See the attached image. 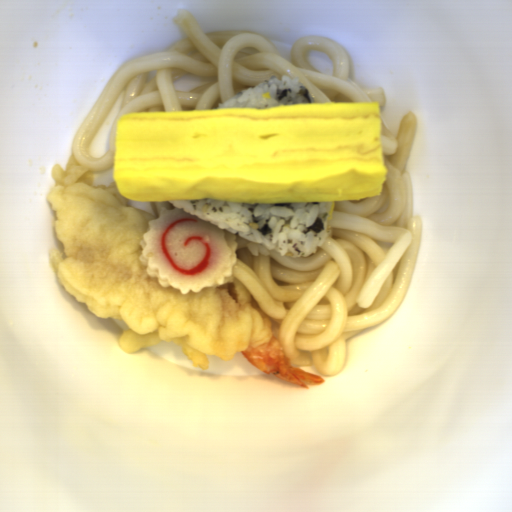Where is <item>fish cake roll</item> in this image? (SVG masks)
Wrapping results in <instances>:
<instances>
[{
  "label": "fish cake roll",
  "mask_w": 512,
  "mask_h": 512,
  "mask_svg": "<svg viewBox=\"0 0 512 512\" xmlns=\"http://www.w3.org/2000/svg\"><path fill=\"white\" fill-rule=\"evenodd\" d=\"M140 241L138 259L148 277L181 294L231 282L237 265V237L180 208H160Z\"/></svg>",
  "instance_id": "1"
}]
</instances>
